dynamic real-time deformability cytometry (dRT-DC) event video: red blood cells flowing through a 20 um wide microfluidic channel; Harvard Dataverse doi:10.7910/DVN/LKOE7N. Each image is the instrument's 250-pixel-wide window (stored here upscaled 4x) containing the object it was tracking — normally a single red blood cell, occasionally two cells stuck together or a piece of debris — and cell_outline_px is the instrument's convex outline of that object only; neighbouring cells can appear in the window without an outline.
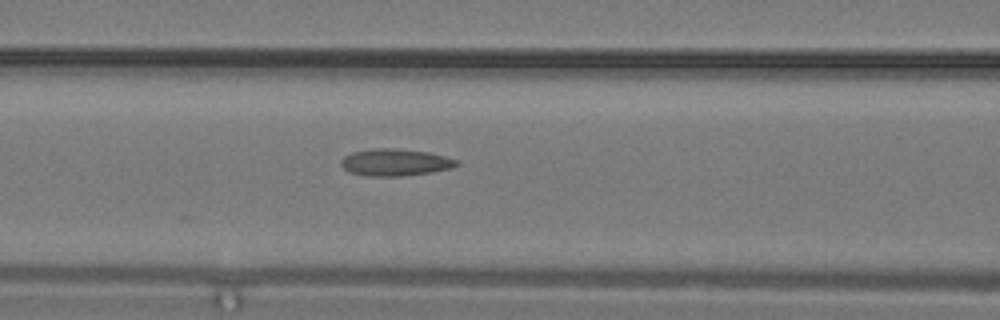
{"species": "common noctule bat (a hibernating species)", "species_latin": "Nyctalus noctula", "temperature_condition": "warm", "stored_images_in_passage": 17, "camera_frame_rate_fps": 3000, "um_per_image_px": 0.085, "animal": {"sex": "male", "body_mass_g": 19.2, "forearm_length_mm": 51.8}, "frame": {"image": 1, "passage_image": 12, "time_ms": 3.667, "image_size_px": [1000, 320], "cell_outline_px": [[460, 164], [452, 168], [432, 172], [400, 176], [368, 176], [348, 172], [340, 164], [340, 160], [344, 156], [352, 152], [372, 148], [396, 148], [428, 152], [460, 160]], "centroid_in_image_um": [33.59, 13.79], "position_along_channel_um": 133.0, "area_um2": 18.38}}
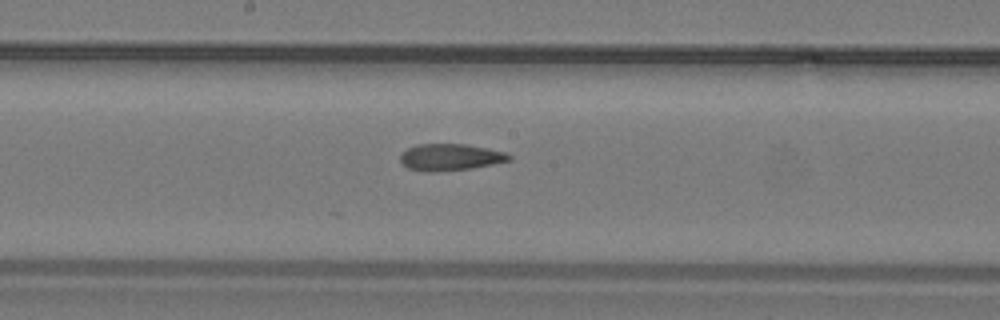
{"frame": {"image": 2, "passage_image": 15, "time_ms": 4.667, "image_size_px": [1000, 320], "cell_outline_px": [[512, 160], [472, 168], [436, 172], [428, 172], [408, 168], [400, 160], [400, 156], [408, 148], [416, 144], [464, 144], [488, 148], [504, 152], [512, 156]], "centroid_in_image_um": [38.29, 13.36], "position_along_channel_um": 209.9, "area_um2": 16.88}}
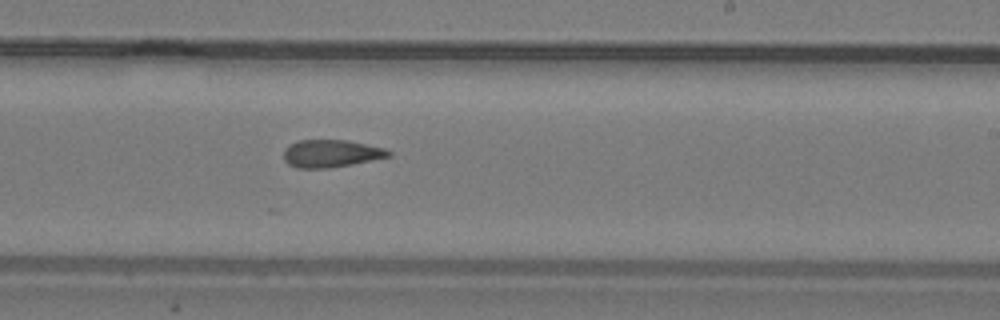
{"frame": {"image": 3, "passage_image": 17, "time_ms": 5.333, "image_size_px": [1000, 320], "cell_outline_px": [[392, 156], [352, 164], [328, 168], [296, 168], [288, 164], [284, 160], [284, 148], [300, 140], [348, 140], [384, 148], [392, 152]], "centroid_in_image_um": [28.14, 13.05], "position_along_channel_um": 260.9, "area_um2": 16.82}}